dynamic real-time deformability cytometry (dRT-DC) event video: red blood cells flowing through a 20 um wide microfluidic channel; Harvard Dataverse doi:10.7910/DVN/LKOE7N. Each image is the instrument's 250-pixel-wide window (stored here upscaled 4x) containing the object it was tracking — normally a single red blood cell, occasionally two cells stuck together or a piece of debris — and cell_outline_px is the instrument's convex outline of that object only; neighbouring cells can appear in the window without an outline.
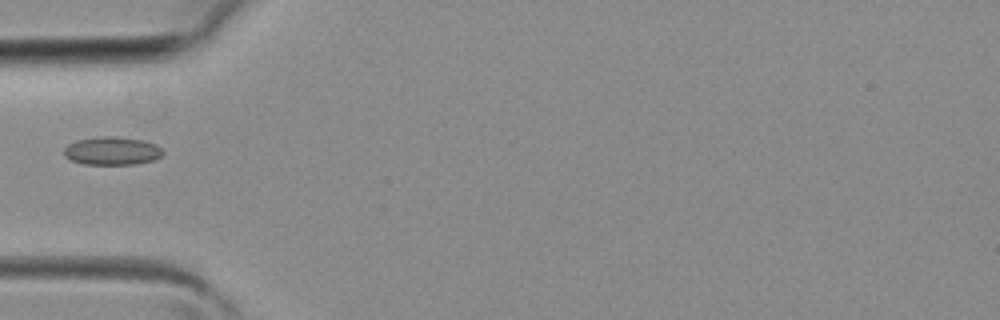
{"species": "common noctule bat (a hibernating species)", "species_latin": "Nyctalus noctula", "temperature_condition": "room temperature", "stored_images_in_passage": 17, "camera_frame_rate_fps": 3000, "um_per_image_px": 0.085, "animal": {"sex": "female", "body_mass_g": 19.3, "forearm_length_mm": 54.1}, "frame": {"image": 1, "passage_image": 1, "time_ms": 0.0, "image_size_px": [1000, 320], "cell_outline_px": [[164, 156], [152, 160], [136, 164], [84, 164], [72, 160], [64, 156], [64, 148], [68, 144], [76, 140], [104, 136], [112, 136], [144, 140], [156, 144], [164, 152]], "centroid_in_image_um": [9.54, 12.82], "position_along_channel_um": 75.5, "area_um2": 16.24}}